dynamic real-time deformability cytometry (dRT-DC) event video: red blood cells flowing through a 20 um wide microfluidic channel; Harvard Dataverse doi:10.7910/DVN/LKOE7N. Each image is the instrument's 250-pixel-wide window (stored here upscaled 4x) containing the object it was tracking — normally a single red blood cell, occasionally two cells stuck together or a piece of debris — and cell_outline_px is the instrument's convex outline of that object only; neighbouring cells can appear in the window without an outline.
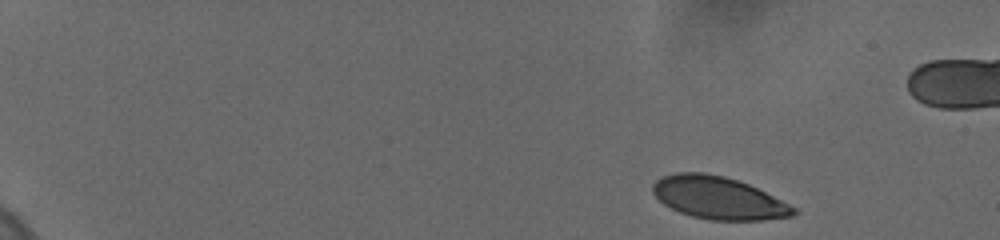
{"species": "human", "species_latin": "Homo sapiens", "temperature_condition": "cold", "stored_images_in_passage": 51, "camera_frame_rate_fps": 3000, "um_per_image_px": 0.085, "donor": {"sex": "female"}, "frame": {"image": 1, "passage_image": 1, "time_ms": 0.0, "image_size_px": [1000, 240], "cell_outline_px": [[800, 212], [792, 216], [764, 220], [712, 220], [692, 216], [680, 212], [664, 204], [652, 192], [652, 184], [656, 180], [664, 176], [676, 172], [704, 172], [724, 176], [748, 184], [796, 208]], "centroid_in_image_um": [61.05, 16.82], "position_along_channel_um": 23.9, "area_um2": 34.56}}
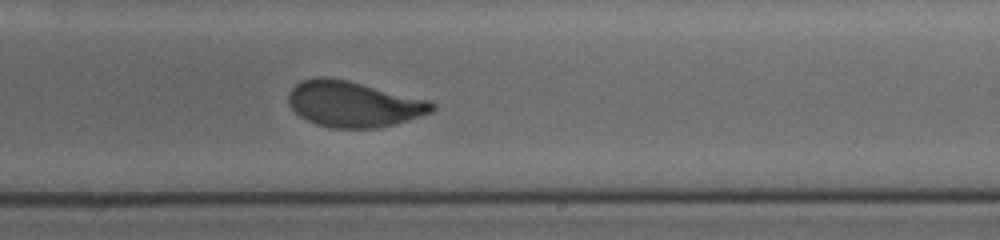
{"frame": {"image": 2, "passage_image": 29, "time_ms": 10.333, "image_size_px": [1000, 240], "cell_outline_px": [[436, 108], [432, 112], [396, 124], [380, 128], [332, 128], [316, 124], [300, 116], [288, 104], [288, 96], [292, 88], [300, 80], [316, 76], [324, 76], [348, 80], [428, 100], [436, 104]], "centroid_in_image_um": [30.04, 8.84], "position_along_channel_um": 259.0, "area_um2": 38.44}}
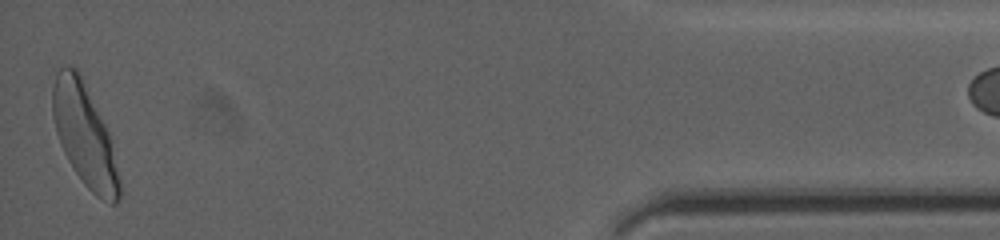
{"frame": {"image": 3, "passage_image": 50, "time_ms": 16.667, "image_size_px": [1000, 240], "cell_outline_px": [[120, 200], [116, 204], [112, 204], [96, 196], [84, 184], [68, 160], [60, 144], [56, 132], [52, 116], [52, 88], [56, 72], [60, 68], [68, 64], [76, 68], [108, 132], [120, 180]], "centroid_in_image_um": [7.16, 11.51], "position_along_channel_um": 428.0, "area_um2": 38.96}}